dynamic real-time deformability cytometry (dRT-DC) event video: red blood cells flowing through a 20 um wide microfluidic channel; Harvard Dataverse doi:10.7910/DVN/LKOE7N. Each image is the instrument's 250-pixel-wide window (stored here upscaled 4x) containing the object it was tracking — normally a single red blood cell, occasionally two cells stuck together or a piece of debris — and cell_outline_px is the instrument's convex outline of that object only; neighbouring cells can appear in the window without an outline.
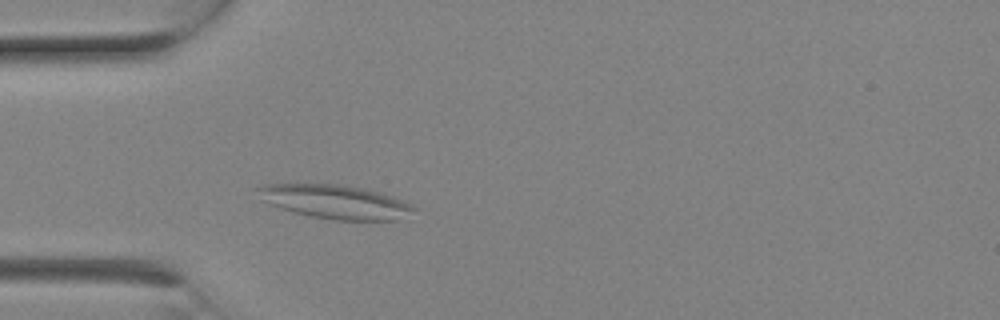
{"species": "Egyptian fruit bat (a non-hibernating species)", "species_latin": "Rousettus aegyptiacus", "temperature_condition": "room temperature", "stored_images_in_passage": 1, "camera_frame_rate_fps": 3000, "um_per_image_px": 0.085, "animal": {"sex": "female"}, "frame": {"image": 1, "passage_image": 1, "time_ms": 0.0, "image_size_px": [1000, 320], "cell_outline_px": [[416, 208], [408, 220], [336, 220], [312, 216], [280, 208], [268, 204], [260, 200], [252, 188], [264, 184], [336, 184], [360, 188], [380, 192], [392, 196], [412, 204]], "centroid_in_image_um": [28.49, 17.15], "position_along_channel_um": 56.5, "area_um2": 31.15}}